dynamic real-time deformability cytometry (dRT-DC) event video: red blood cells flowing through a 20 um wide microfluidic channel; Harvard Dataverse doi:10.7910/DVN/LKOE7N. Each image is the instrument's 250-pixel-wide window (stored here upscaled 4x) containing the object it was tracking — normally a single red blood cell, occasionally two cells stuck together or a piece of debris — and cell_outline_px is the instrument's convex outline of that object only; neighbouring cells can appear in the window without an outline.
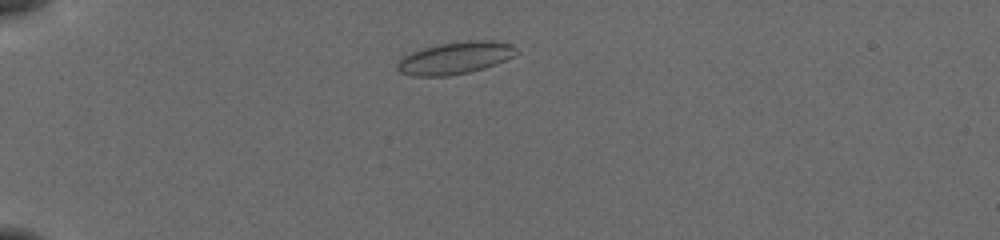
{"species": "common noctule bat (a hibernating species)", "species_latin": "Nyctalus noctula", "temperature_condition": "cold", "stored_images_in_passage": 43, "camera_frame_rate_fps": 3000, "um_per_image_px": 0.085, "animal": {"sex": "female", "body_mass_g": 19.5, "forearm_length_mm": 54.1}, "frame": {"image": 1, "passage_image": 4, "time_ms": 1.0, "image_size_px": [1000, 240], "cell_outline_px": [[520, 52], [496, 64], [484, 68], [468, 72], [448, 76], [412, 76], [400, 72], [396, 68], [396, 64], [404, 56], [420, 48], [440, 44], [468, 40], [492, 40], [512, 44]], "centroid_in_image_um": [38.69, 4.92], "position_along_channel_um": 46.3, "area_um2": 22.37}}
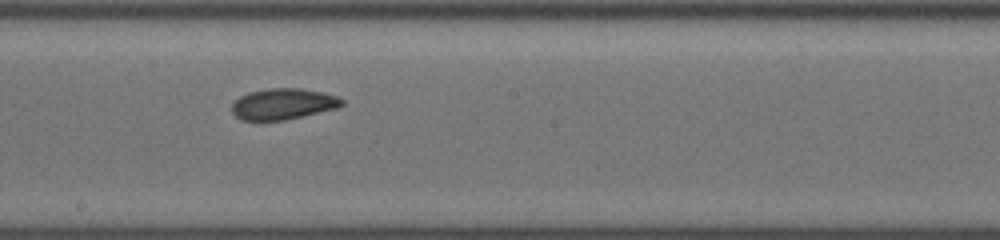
{"frame": {"image": 2, "passage_image": 21, "time_ms": 6.667, "image_size_px": [1000, 240], "cell_outline_px": [[344, 104], [336, 108], [284, 120], [240, 120], [232, 112], [232, 104], [240, 96], [248, 92], [268, 88], [300, 88], [340, 96], [344, 100]], "centroid_in_image_um": [24.06, 8.83], "position_along_channel_um": 224.1, "area_um2": 19.83}}
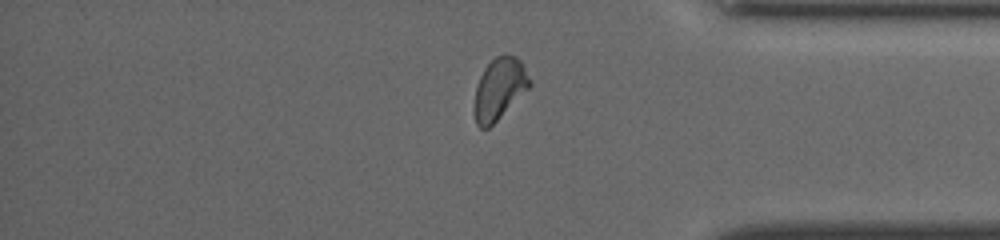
{"frame": {"image": 3, "passage_image": 35, "time_ms": 11.333, "image_size_px": [1000, 240], "cell_outline_px": [[532, 84], [488, 128], [480, 128], [476, 124], [472, 112], [472, 108], [476, 88], [480, 76], [484, 68], [496, 56], [504, 52], [516, 56], [520, 60], [532, 80]], "centroid_in_image_um": [42.42, 7.52], "position_along_channel_um": 392.8, "area_um2": 19.94}, "authors_computed_cell_mechanics": {"area_um2": 20.1144, "velocity_mm_per_s": 3.8424, "shape_relaxation_time_tau1_ms": 11.2192, "shape_relaxation_time_tau2_ms": 2.8724, "deformation_change_tau1": 0.2174, "deformation_change_tau2": 0.0854}}